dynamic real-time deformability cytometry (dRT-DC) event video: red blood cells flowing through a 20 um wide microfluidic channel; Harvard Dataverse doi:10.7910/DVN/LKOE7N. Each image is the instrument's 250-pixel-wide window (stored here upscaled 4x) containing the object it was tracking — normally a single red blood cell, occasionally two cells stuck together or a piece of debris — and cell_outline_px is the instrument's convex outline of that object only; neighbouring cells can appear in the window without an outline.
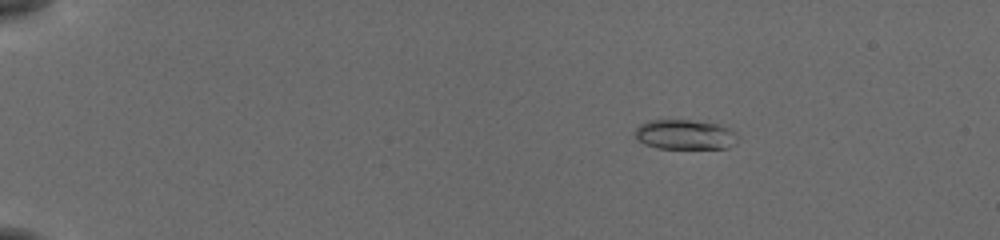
{"species": "common noctule bat (a hibernating species)", "species_latin": "Nyctalus noctula", "temperature_condition": "cold", "stored_images_in_passage": 56, "camera_frame_rate_fps": 3000, "um_per_image_px": 0.085, "animal": {"sex": "female", "body_mass_g": 19.5, "forearm_length_mm": 54.1}, "frame": {"image": 1, "passage_image": 10, "time_ms": 3.0, "image_size_px": [1000, 240], "cell_outline_px": [[740, 136], [728, 148], [656, 148], [644, 144], [636, 136], [636, 128], [640, 124], [648, 120], [688, 120], [720, 124], [736, 132]], "centroid_in_image_um": [58.24, 11.43], "position_along_channel_um": 26.8, "area_um2": 17.8}}
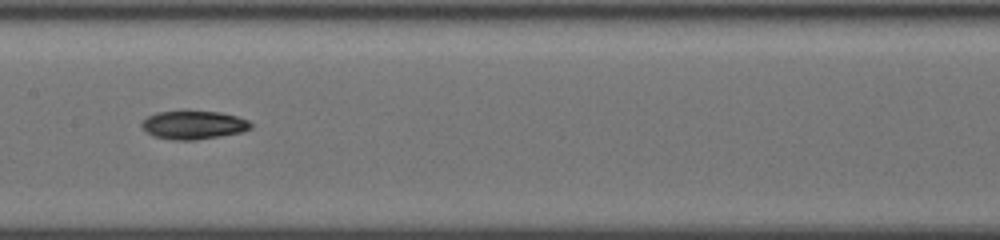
{"frame": {"image": 2, "passage_image": 31, "time_ms": 10.0, "image_size_px": [1000, 240], "cell_outline_px": [[252, 128], [240, 132], [220, 136], [196, 140], [172, 140], [152, 136], [140, 124], [140, 120], [156, 112], [184, 108], [188, 108], [220, 112], [236, 116], [248, 120], [252, 124]], "centroid_in_image_um": [16.4, 10.57], "position_along_channel_um": 191.0, "area_um2": 18.9}}
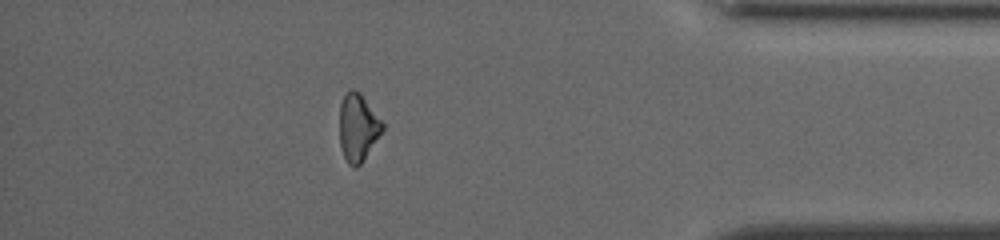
{"frame": {"image": 3, "passage_image": 50, "time_ms": 16.333, "image_size_px": [1000, 240], "cell_outline_px": [[384, 128], [360, 164], [356, 168], [352, 168], [348, 164], [340, 148], [340, 104], [344, 96], [352, 88], [360, 92], [384, 124]], "centroid_in_image_um": [30.41, 10.84], "position_along_channel_um": 404.8, "area_um2": 16.65}, "authors_computed_cell_mechanics": {"area_um2": 18.0625, "velocity_mm_per_s": 3.833, "shape_relaxation_time_tau1_ms": 3.3711, "shape_relaxation_time_tau2_ms": null, "deformation_change_tau1": 0.1307, "deformation_change_tau2": null}}